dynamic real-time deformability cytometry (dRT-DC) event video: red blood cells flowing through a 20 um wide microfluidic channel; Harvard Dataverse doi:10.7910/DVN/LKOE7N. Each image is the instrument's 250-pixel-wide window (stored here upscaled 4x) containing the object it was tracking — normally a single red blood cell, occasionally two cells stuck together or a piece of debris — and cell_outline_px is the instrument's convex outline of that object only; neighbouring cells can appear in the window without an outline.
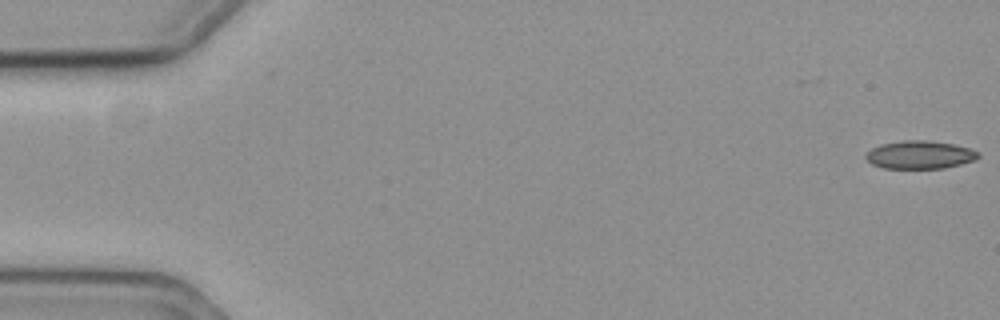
{"species": "common noctule bat (a hibernating species)", "species_latin": "Nyctalus noctula", "temperature_condition": "cold", "stored_images_in_passage": 58, "camera_frame_rate_fps": 3000, "um_per_image_px": 0.085, "animal": {"sex": "female", "body_mass_g": 19.3, "forearm_length_mm": 54.1}, "frame": {"image": 1, "passage_image": 1, "time_ms": 0.0, "image_size_px": [1000, 320], "cell_outline_px": [[980, 156], [976, 160], [944, 168], [884, 168], [872, 164], [864, 156], [872, 148], [880, 144], [904, 140], [924, 140], [952, 144], [968, 148], [980, 152]], "centroid_in_image_um": [78.19, 13.16], "position_along_channel_um": 6.8, "area_um2": 18.26}}
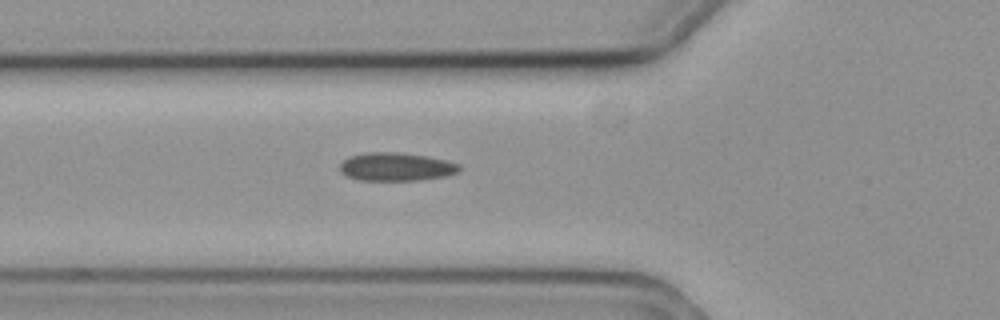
{"frame": {"image": 2, "passage_image": 21, "time_ms": 6.667, "image_size_px": [1000, 320], "cell_outline_px": [[460, 168], [456, 172], [444, 176], [420, 180], [360, 180], [348, 176], [340, 172], [340, 164], [348, 156], [364, 152], [400, 152], [428, 156], [460, 164]], "centroid_in_image_um": [33.63, 14.16], "position_along_channel_um": 92.2, "area_um2": 19.65}}
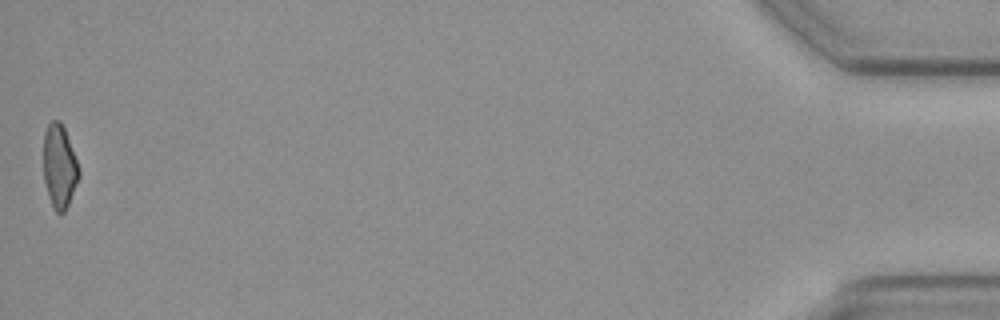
{"frame": {"image": 3, "passage_image": 58, "time_ms": 19.0, "image_size_px": [1000, 320], "cell_outline_px": [[80, 176], [68, 204], [64, 212], [56, 212], [52, 208], [48, 196], [44, 180], [44, 132], [48, 124], [52, 120], [60, 120], [64, 128], [76, 160], [80, 172]], "centroid_in_image_um": [5.04, 14.15], "position_along_channel_um": 430.2, "area_um2": 17.05}, "authors_computed_cell_mechanics": {"area_um2": 18.7272, "velocity_mm_per_s": 3.5928, "shape_relaxation_time_tau1_ms": null, "shape_relaxation_time_tau2_ms": 6.0297, "deformation_change_tau1": null, "deformation_change_tau2": 0.1156}}